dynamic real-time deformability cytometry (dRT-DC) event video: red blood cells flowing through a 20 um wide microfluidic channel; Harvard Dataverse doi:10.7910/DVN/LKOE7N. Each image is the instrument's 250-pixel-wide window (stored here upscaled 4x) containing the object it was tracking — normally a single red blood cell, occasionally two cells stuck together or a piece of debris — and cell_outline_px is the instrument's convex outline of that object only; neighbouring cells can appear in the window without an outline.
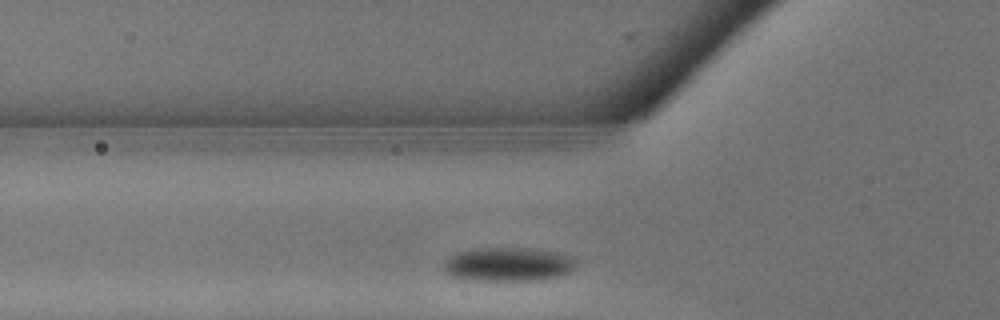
{"species": "common noctule bat (a hibernating species)", "species_latin": "Nyctalus noctula", "temperature_condition": "warm", "stored_images_in_passage": 6, "camera_frame_rate_fps": 3000, "um_per_image_px": 0.085, "animal": {"sex": "male", "body_mass_g": 13.3}, "frame": {"image": 1, "passage_image": 2, "time_ms": 0.333, "image_size_px": [1000, 320], "cell_outline_px": [[576, 264], [568, 272], [556, 276], [540, 280], [468, 280], [452, 276], [444, 272], [444, 264], [456, 252], [472, 248], [540, 248], [560, 252], [572, 256], [576, 260]], "centroid_in_image_um": [43.21, 22.45], "position_along_channel_um": 82.6, "area_um2": 26.3}}
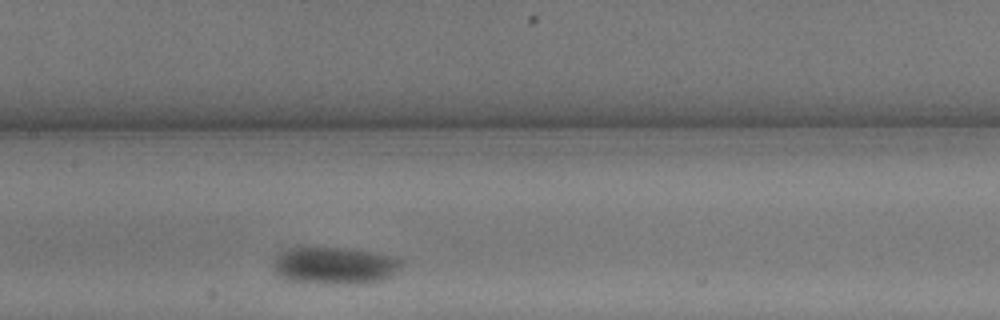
{"frame": {"image": 2, "passage_image": 6, "time_ms": 1.667, "image_size_px": [1000, 320], "cell_outline_px": [[400, 268], [392, 276], [384, 280], [368, 284], [340, 284], [288, 280], [276, 272], [272, 264], [276, 256], [288, 248], [344, 248], [376, 252], [396, 256], [400, 260]], "centroid_in_image_um": [28.51, 22.58], "position_along_channel_um": 178.9, "area_um2": 27.8}}